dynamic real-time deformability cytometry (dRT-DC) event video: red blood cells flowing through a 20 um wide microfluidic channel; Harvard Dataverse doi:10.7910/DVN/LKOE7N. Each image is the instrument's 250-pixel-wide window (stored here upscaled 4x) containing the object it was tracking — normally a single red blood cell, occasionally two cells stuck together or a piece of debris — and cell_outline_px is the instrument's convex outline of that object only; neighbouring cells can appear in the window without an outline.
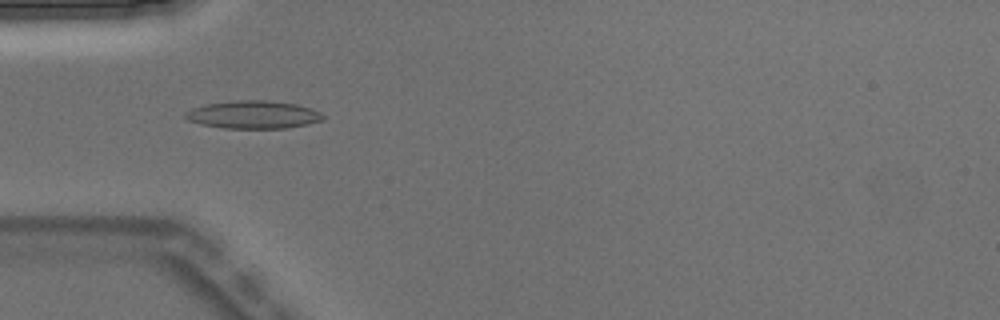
{"species": "Egyptian fruit bat (a non-hibernating species)", "species_latin": "Rousettus aegyptiacus", "temperature_condition": "warm", "stored_images_in_passage": 5, "camera_frame_rate_fps": 3000, "um_per_image_px": 0.085, "animal": {"sex": "male"}, "frame": {"image": 1, "passage_image": 3, "time_ms": 0.667, "image_size_px": [1000, 320], "cell_outline_px": [[324, 120], [308, 124], [284, 128], [224, 128], [200, 124], [188, 120], [184, 116], [184, 112], [192, 108], [208, 104], [236, 100], [272, 100], [296, 104], [320, 112], [324, 116]], "centroid_in_image_um": [21.52, 9.74], "position_along_channel_um": 63.5, "area_um2": 22.31}}